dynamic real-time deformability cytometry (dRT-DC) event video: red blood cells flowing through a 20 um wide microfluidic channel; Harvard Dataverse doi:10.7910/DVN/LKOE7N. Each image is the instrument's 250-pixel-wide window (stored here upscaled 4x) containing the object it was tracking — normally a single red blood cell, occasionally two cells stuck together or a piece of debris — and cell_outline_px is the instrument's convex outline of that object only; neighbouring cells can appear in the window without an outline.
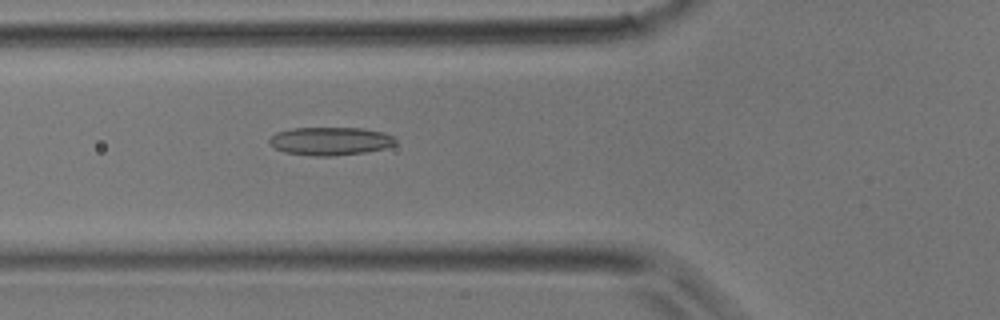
{"species": "common noctule bat (a hibernating species)", "species_latin": "Nyctalus noctula", "temperature_condition": "room temperature", "stored_images_in_passage": 35, "camera_frame_rate_fps": 3000, "um_per_image_px": 0.085, "animal": {"sex": "male", "body_mass_g": 17.9}, "frame": {"image": 1, "passage_image": 9, "time_ms": 2.667, "image_size_px": [1000, 320], "cell_outline_px": [[396, 144], [384, 148], [364, 152], [332, 156], [316, 156], [284, 152], [276, 148], [268, 140], [276, 132], [292, 128], [364, 128], [384, 132], [392, 136], [396, 140]], "centroid_in_image_um": [28.09, 11.98], "position_along_channel_um": 97.7, "area_um2": 20.58}}
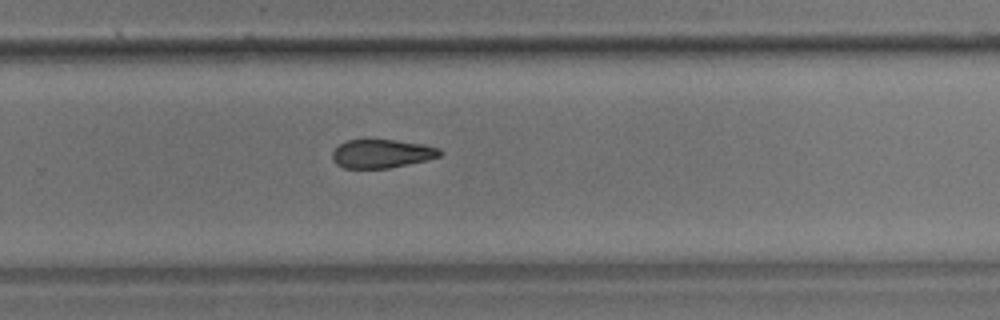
{"frame": {"image": 2, "passage_image": 21, "time_ms": 6.667, "image_size_px": [1000, 320], "cell_outline_px": [[444, 152], [440, 156], [428, 160], [388, 168], [344, 168], [336, 164], [332, 160], [332, 152], [340, 144], [348, 140], [396, 140], [424, 144], [436, 148]], "centroid_in_image_um": [32.45, 13.07], "position_along_channel_um": 297.4, "area_um2": 17.86}}
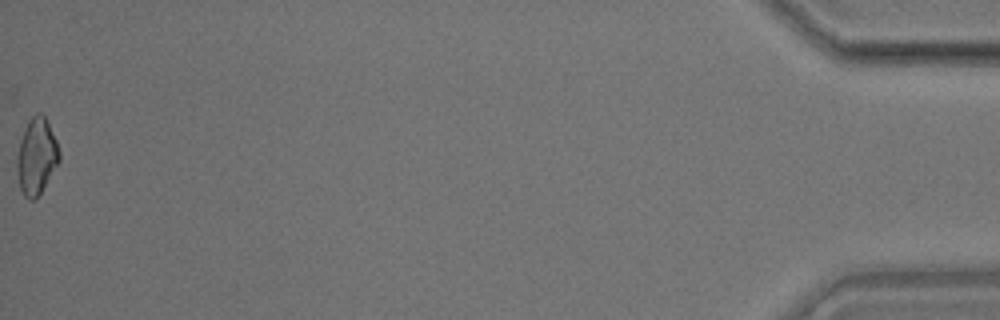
{"frame": {"image": 3, "passage_image": 35, "time_ms": 11.333, "image_size_px": [1000, 320], "cell_outline_px": [[60, 160], [36, 200], [28, 200], [24, 196], [20, 188], [16, 172], [16, 156], [20, 140], [24, 128], [28, 120], [36, 112], [40, 112], [44, 116], [56, 140], [60, 152]], "centroid_in_image_um": [3.08, 13.3], "position_along_channel_um": 432.1, "area_um2": 18.96}}